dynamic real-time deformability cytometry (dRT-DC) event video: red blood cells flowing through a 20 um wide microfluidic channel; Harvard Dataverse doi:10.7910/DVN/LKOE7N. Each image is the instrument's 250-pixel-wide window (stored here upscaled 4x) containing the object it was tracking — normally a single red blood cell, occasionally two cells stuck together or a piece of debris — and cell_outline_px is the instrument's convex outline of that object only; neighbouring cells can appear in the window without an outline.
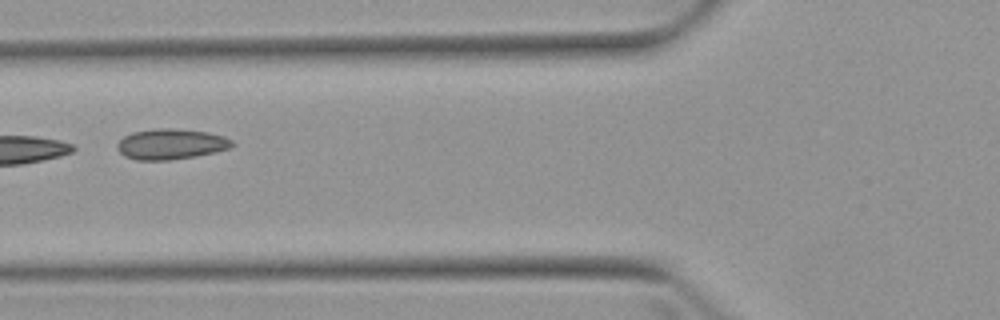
{"species": "Egyptian fruit bat (a non-hibernating species)", "species_latin": "Rousettus aegyptiacus", "temperature_condition": "warm", "stored_images_in_passage": 8, "camera_frame_rate_fps": 3000, "um_per_image_px": 0.085, "animal": {"sex": "female"}, "frame": {"image": 1, "passage_image": 5, "time_ms": 6.0, "image_size_px": [1000, 320], "cell_outline_px": [[236, 144], [232, 148], [216, 152], [196, 156], [168, 160], [136, 160], [124, 156], [116, 148], [116, 144], [124, 136], [132, 132], [156, 128], [172, 128], [208, 132], [224, 136], [232, 140]], "centroid_in_image_um": [14.55, 12.25], "position_along_channel_um": 111.3, "area_um2": 20.69}}
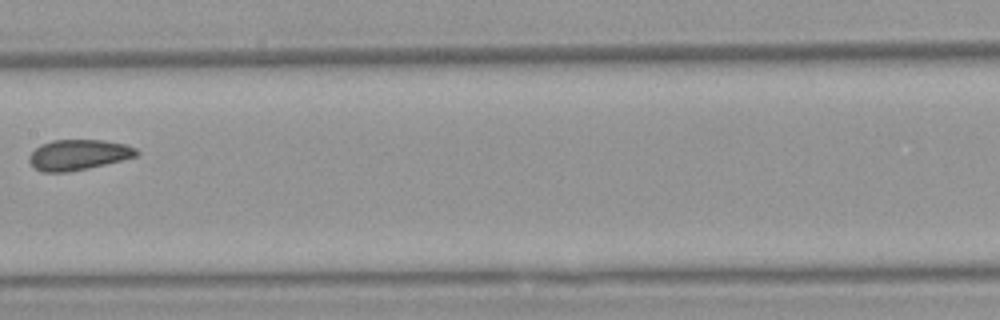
{"frame": {"image": 2, "passage_image": 7, "time_ms": 8.333, "image_size_px": [1000, 320], "cell_outline_px": [[140, 152], [136, 156], [88, 168], [68, 172], [40, 172], [28, 160], [28, 156], [40, 144], [52, 140], [104, 140], [124, 144], [136, 148]], "centroid_in_image_um": [6.64, 13.15], "position_along_channel_um": 200.8, "area_um2": 18.96}}
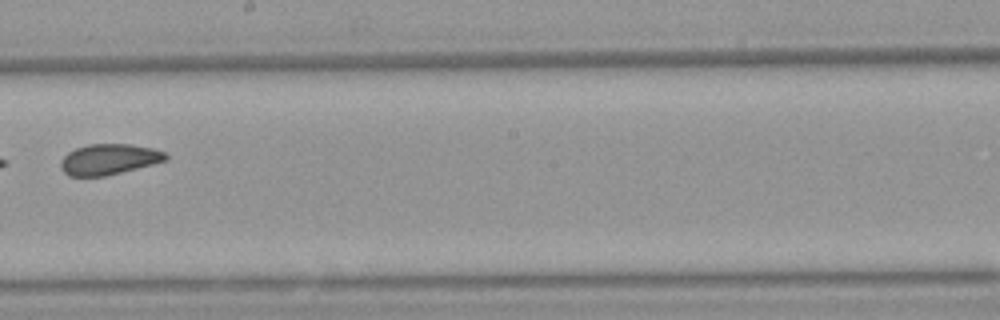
{"frame": {"image": 3, "passage_image": 8, "time_ms": 9.333, "image_size_px": [1000, 320], "cell_outline_px": [[168, 160], [104, 176], [68, 176], [60, 168], [60, 160], [68, 152], [76, 148], [88, 144], [132, 144], [152, 148], [164, 152], [168, 156]], "centroid_in_image_um": [9.23, 13.53], "position_along_channel_um": 239.0, "area_um2": 18.73}}